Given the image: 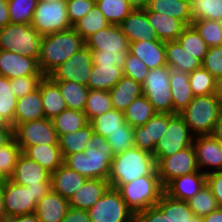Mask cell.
I'll return each mask as SVG.
<instances>
[{
  "instance_id": "obj_1",
  "label": "cell",
  "mask_w": 222,
  "mask_h": 222,
  "mask_svg": "<svg viewBox=\"0 0 222 222\" xmlns=\"http://www.w3.org/2000/svg\"><path fill=\"white\" fill-rule=\"evenodd\" d=\"M113 159L111 145L93 131L84 152L69 154L63 163L87 179L108 180Z\"/></svg>"
},
{
  "instance_id": "obj_2",
  "label": "cell",
  "mask_w": 222,
  "mask_h": 222,
  "mask_svg": "<svg viewBox=\"0 0 222 222\" xmlns=\"http://www.w3.org/2000/svg\"><path fill=\"white\" fill-rule=\"evenodd\" d=\"M142 176H158L152 153L132 146L113 156L108 178L110 187L118 189Z\"/></svg>"
},
{
  "instance_id": "obj_3",
  "label": "cell",
  "mask_w": 222,
  "mask_h": 222,
  "mask_svg": "<svg viewBox=\"0 0 222 222\" xmlns=\"http://www.w3.org/2000/svg\"><path fill=\"white\" fill-rule=\"evenodd\" d=\"M84 46L83 38L73 28L42 36L38 57L41 72L48 76Z\"/></svg>"
},
{
  "instance_id": "obj_4",
  "label": "cell",
  "mask_w": 222,
  "mask_h": 222,
  "mask_svg": "<svg viewBox=\"0 0 222 222\" xmlns=\"http://www.w3.org/2000/svg\"><path fill=\"white\" fill-rule=\"evenodd\" d=\"M222 110L215 94L194 96L179 114L194 136L211 135Z\"/></svg>"
},
{
  "instance_id": "obj_5",
  "label": "cell",
  "mask_w": 222,
  "mask_h": 222,
  "mask_svg": "<svg viewBox=\"0 0 222 222\" xmlns=\"http://www.w3.org/2000/svg\"><path fill=\"white\" fill-rule=\"evenodd\" d=\"M127 207L134 213L156 205L164 192L159 176H142L117 189Z\"/></svg>"
},
{
  "instance_id": "obj_6",
  "label": "cell",
  "mask_w": 222,
  "mask_h": 222,
  "mask_svg": "<svg viewBox=\"0 0 222 222\" xmlns=\"http://www.w3.org/2000/svg\"><path fill=\"white\" fill-rule=\"evenodd\" d=\"M42 36L30 24L9 23L0 28V50L19 53L38 60Z\"/></svg>"
},
{
  "instance_id": "obj_7",
  "label": "cell",
  "mask_w": 222,
  "mask_h": 222,
  "mask_svg": "<svg viewBox=\"0 0 222 222\" xmlns=\"http://www.w3.org/2000/svg\"><path fill=\"white\" fill-rule=\"evenodd\" d=\"M171 68L162 66L149 69L143 81V95L153 105L157 113L173 114V99L170 91L169 77Z\"/></svg>"
},
{
  "instance_id": "obj_8",
  "label": "cell",
  "mask_w": 222,
  "mask_h": 222,
  "mask_svg": "<svg viewBox=\"0 0 222 222\" xmlns=\"http://www.w3.org/2000/svg\"><path fill=\"white\" fill-rule=\"evenodd\" d=\"M30 25L41 36L72 28L66 9V0L38 1Z\"/></svg>"
},
{
  "instance_id": "obj_9",
  "label": "cell",
  "mask_w": 222,
  "mask_h": 222,
  "mask_svg": "<svg viewBox=\"0 0 222 222\" xmlns=\"http://www.w3.org/2000/svg\"><path fill=\"white\" fill-rule=\"evenodd\" d=\"M194 135L179 113L173 114L167 128L155 145L152 155L154 158H165L193 145Z\"/></svg>"
},
{
  "instance_id": "obj_10",
  "label": "cell",
  "mask_w": 222,
  "mask_h": 222,
  "mask_svg": "<svg viewBox=\"0 0 222 222\" xmlns=\"http://www.w3.org/2000/svg\"><path fill=\"white\" fill-rule=\"evenodd\" d=\"M91 222H134L135 214L127 207L117 189L109 187L87 210Z\"/></svg>"
},
{
  "instance_id": "obj_11",
  "label": "cell",
  "mask_w": 222,
  "mask_h": 222,
  "mask_svg": "<svg viewBox=\"0 0 222 222\" xmlns=\"http://www.w3.org/2000/svg\"><path fill=\"white\" fill-rule=\"evenodd\" d=\"M84 42L92 56L110 57L126 56L130 43L120 26L114 24L89 36Z\"/></svg>"
},
{
  "instance_id": "obj_12",
  "label": "cell",
  "mask_w": 222,
  "mask_h": 222,
  "mask_svg": "<svg viewBox=\"0 0 222 222\" xmlns=\"http://www.w3.org/2000/svg\"><path fill=\"white\" fill-rule=\"evenodd\" d=\"M58 134L52 119L40 118L14 128V139L23 151L32 145H58Z\"/></svg>"
},
{
  "instance_id": "obj_13",
  "label": "cell",
  "mask_w": 222,
  "mask_h": 222,
  "mask_svg": "<svg viewBox=\"0 0 222 222\" xmlns=\"http://www.w3.org/2000/svg\"><path fill=\"white\" fill-rule=\"evenodd\" d=\"M160 182L165 187L179 176L200 171L193 145L165 158H155Z\"/></svg>"
},
{
  "instance_id": "obj_14",
  "label": "cell",
  "mask_w": 222,
  "mask_h": 222,
  "mask_svg": "<svg viewBox=\"0 0 222 222\" xmlns=\"http://www.w3.org/2000/svg\"><path fill=\"white\" fill-rule=\"evenodd\" d=\"M92 69V51L84 46L48 76L53 81H74L87 86Z\"/></svg>"
},
{
  "instance_id": "obj_15",
  "label": "cell",
  "mask_w": 222,
  "mask_h": 222,
  "mask_svg": "<svg viewBox=\"0 0 222 222\" xmlns=\"http://www.w3.org/2000/svg\"><path fill=\"white\" fill-rule=\"evenodd\" d=\"M2 192L7 216L14 217L35 212V198L27 186L5 179L2 181Z\"/></svg>"
},
{
  "instance_id": "obj_16",
  "label": "cell",
  "mask_w": 222,
  "mask_h": 222,
  "mask_svg": "<svg viewBox=\"0 0 222 222\" xmlns=\"http://www.w3.org/2000/svg\"><path fill=\"white\" fill-rule=\"evenodd\" d=\"M0 75L12 79L44 74L41 72L36 58L7 50H0Z\"/></svg>"
},
{
  "instance_id": "obj_17",
  "label": "cell",
  "mask_w": 222,
  "mask_h": 222,
  "mask_svg": "<svg viewBox=\"0 0 222 222\" xmlns=\"http://www.w3.org/2000/svg\"><path fill=\"white\" fill-rule=\"evenodd\" d=\"M173 114L156 113L146 124L133 128L134 146L153 153Z\"/></svg>"
},
{
  "instance_id": "obj_18",
  "label": "cell",
  "mask_w": 222,
  "mask_h": 222,
  "mask_svg": "<svg viewBox=\"0 0 222 222\" xmlns=\"http://www.w3.org/2000/svg\"><path fill=\"white\" fill-rule=\"evenodd\" d=\"M193 148L201 172L208 174L212 171H220L222 168V144L215 137L212 135L195 136ZM207 167H214L215 170L204 171L203 169Z\"/></svg>"
},
{
  "instance_id": "obj_19",
  "label": "cell",
  "mask_w": 222,
  "mask_h": 222,
  "mask_svg": "<svg viewBox=\"0 0 222 222\" xmlns=\"http://www.w3.org/2000/svg\"><path fill=\"white\" fill-rule=\"evenodd\" d=\"M50 178L51 173L49 171L21 153L10 180L22 186H41L45 182H51Z\"/></svg>"
},
{
  "instance_id": "obj_20",
  "label": "cell",
  "mask_w": 222,
  "mask_h": 222,
  "mask_svg": "<svg viewBox=\"0 0 222 222\" xmlns=\"http://www.w3.org/2000/svg\"><path fill=\"white\" fill-rule=\"evenodd\" d=\"M119 26L129 42L159 40L145 10L134 9Z\"/></svg>"
},
{
  "instance_id": "obj_21",
  "label": "cell",
  "mask_w": 222,
  "mask_h": 222,
  "mask_svg": "<svg viewBox=\"0 0 222 222\" xmlns=\"http://www.w3.org/2000/svg\"><path fill=\"white\" fill-rule=\"evenodd\" d=\"M205 184L206 174L197 171L174 178L164 187V192L172 198L187 201L197 194Z\"/></svg>"
},
{
  "instance_id": "obj_22",
  "label": "cell",
  "mask_w": 222,
  "mask_h": 222,
  "mask_svg": "<svg viewBox=\"0 0 222 222\" xmlns=\"http://www.w3.org/2000/svg\"><path fill=\"white\" fill-rule=\"evenodd\" d=\"M128 52L140 58L149 69L159 68L167 65L164 41L140 40L136 42H130Z\"/></svg>"
},
{
  "instance_id": "obj_23",
  "label": "cell",
  "mask_w": 222,
  "mask_h": 222,
  "mask_svg": "<svg viewBox=\"0 0 222 222\" xmlns=\"http://www.w3.org/2000/svg\"><path fill=\"white\" fill-rule=\"evenodd\" d=\"M109 187V181L106 179H87L81 188L69 198V207L88 210L94 206Z\"/></svg>"
},
{
  "instance_id": "obj_24",
  "label": "cell",
  "mask_w": 222,
  "mask_h": 222,
  "mask_svg": "<svg viewBox=\"0 0 222 222\" xmlns=\"http://www.w3.org/2000/svg\"><path fill=\"white\" fill-rule=\"evenodd\" d=\"M50 179L52 191L68 200L87 180L83 175H80L64 163L51 173Z\"/></svg>"
},
{
  "instance_id": "obj_25",
  "label": "cell",
  "mask_w": 222,
  "mask_h": 222,
  "mask_svg": "<svg viewBox=\"0 0 222 222\" xmlns=\"http://www.w3.org/2000/svg\"><path fill=\"white\" fill-rule=\"evenodd\" d=\"M68 208V199L51 190L37 202L34 214L40 222H61Z\"/></svg>"
},
{
  "instance_id": "obj_26",
  "label": "cell",
  "mask_w": 222,
  "mask_h": 222,
  "mask_svg": "<svg viewBox=\"0 0 222 222\" xmlns=\"http://www.w3.org/2000/svg\"><path fill=\"white\" fill-rule=\"evenodd\" d=\"M40 118H45L39 87L17 100L14 115V128Z\"/></svg>"
},
{
  "instance_id": "obj_27",
  "label": "cell",
  "mask_w": 222,
  "mask_h": 222,
  "mask_svg": "<svg viewBox=\"0 0 222 222\" xmlns=\"http://www.w3.org/2000/svg\"><path fill=\"white\" fill-rule=\"evenodd\" d=\"M45 118L53 119L67 109L59 86L49 77L44 76L39 84Z\"/></svg>"
},
{
  "instance_id": "obj_28",
  "label": "cell",
  "mask_w": 222,
  "mask_h": 222,
  "mask_svg": "<svg viewBox=\"0 0 222 222\" xmlns=\"http://www.w3.org/2000/svg\"><path fill=\"white\" fill-rule=\"evenodd\" d=\"M167 66L171 69L190 74L202 67V62L189 54L178 40L165 42Z\"/></svg>"
},
{
  "instance_id": "obj_29",
  "label": "cell",
  "mask_w": 222,
  "mask_h": 222,
  "mask_svg": "<svg viewBox=\"0 0 222 222\" xmlns=\"http://www.w3.org/2000/svg\"><path fill=\"white\" fill-rule=\"evenodd\" d=\"M170 91L173 99V114L182 112L194 98L189 83V75L182 71L171 69Z\"/></svg>"
},
{
  "instance_id": "obj_30",
  "label": "cell",
  "mask_w": 222,
  "mask_h": 222,
  "mask_svg": "<svg viewBox=\"0 0 222 222\" xmlns=\"http://www.w3.org/2000/svg\"><path fill=\"white\" fill-rule=\"evenodd\" d=\"M113 109L124 111L137 97L143 94L141 83L122 76L109 91Z\"/></svg>"
},
{
  "instance_id": "obj_31",
  "label": "cell",
  "mask_w": 222,
  "mask_h": 222,
  "mask_svg": "<svg viewBox=\"0 0 222 222\" xmlns=\"http://www.w3.org/2000/svg\"><path fill=\"white\" fill-rule=\"evenodd\" d=\"M144 10L147 13L149 23L155 30L158 39L161 41L167 42L177 40L186 27L182 21L176 18L157 12H151L147 9Z\"/></svg>"
},
{
  "instance_id": "obj_32",
  "label": "cell",
  "mask_w": 222,
  "mask_h": 222,
  "mask_svg": "<svg viewBox=\"0 0 222 222\" xmlns=\"http://www.w3.org/2000/svg\"><path fill=\"white\" fill-rule=\"evenodd\" d=\"M22 153L39 163L44 169L53 173L63 164V157L58 145L27 146Z\"/></svg>"
},
{
  "instance_id": "obj_33",
  "label": "cell",
  "mask_w": 222,
  "mask_h": 222,
  "mask_svg": "<svg viewBox=\"0 0 222 222\" xmlns=\"http://www.w3.org/2000/svg\"><path fill=\"white\" fill-rule=\"evenodd\" d=\"M146 9L176 18L186 26L192 25L189 0H149Z\"/></svg>"
},
{
  "instance_id": "obj_34",
  "label": "cell",
  "mask_w": 222,
  "mask_h": 222,
  "mask_svg": "<svg viewBox=\"0 0 222 222\" xmlns=\"http://www.w3.org/2000/svg\"><path fill=\"white\" fill-rule=\"evenodd\" d=\"M123 70L116 65H93L88 89L110 91L122 78Z\"/></svg>"
},
{
  "instance_id": "obj_35",
  "label": "cell",
  "mask_w": 222,
  "mask_h": 222,
  "mask_svg": "<svg viewBox=\"0 0 222 222\" xmlns=\"http://www.w3.org/2000/svg\"><path fill=\"white\" fill-rule=\"evenodd\" d=\"M92 133L93 129L90 123H88L86 126L73 133L70 132L65 135H60L58 138V146L61 150L63 159L69 154L84 152L87 143L91 139Z\"/></svg>"
},
{
  "instance_id": "obj_36",
  "label": "cell",
  "mask_w": 222,
  "mask_h": 222,
  "mask_svg": "<svg viewBox=\"0 0 222 222\" xmlns=\"http://www.w3.org/2000/svg\"><path fill=\"white\" fill-rule=\"evenodd\" d=\"M60 89L67 109L84 112L89 89L87 86L74 81H54Z\"/></svg>"
},
{
  "instance_id": "obj_37",
  "label": "cell",
  "mask_w": 222,
  "mask_h": 222,
  "mask_svg": "<svg viewBox=\"0 0 222 222\" xmlns=\"http://www.w3.org/2000/svg\"><path fill=\"white\" fill-rule=\"evenodd\" d=\"M125 121L133 128L146 124L157 112L142 94L123 111Z\"/></svg>"
},
{
  "instance_id": "obj_38",
  "label": "cell",
  "mask_w": 222,
  "mask_h": 222,
  "mask_svg": "<svg viewBox=\"0 0 222 222\" xmlns=\"http://www.w3.org/2000/svg\"><path fill=\"white\" fill-rule=\"evenodd\" d=\"M156 205L167 215L169 222H190L191 216L194 214L187 201L172 198L165 192Z\"/></svg>"
},
{
  "instance_id": "obj_39",
  "label": "cell",
  "mask_w": 222,
  "mask_h": 222,
  "mask_svg": "<svg viewBox=\"0 0 222 222\" xmlns=\"http://www.w3.org/2000/svg\"><path fill=\"white\" fill-rule=\"evenodd\" d=\"M89 123L94 132L106 138L109 134L122 130V126L127 122L125 121L123 111L111 109L106 113L94 117Z\"/></svg>"
},
{
  "instance_id": "obj_40",
  "label": "cell",
  "mask_w": 222,
  "mask_h": 222,
  "mask_svg": "<svg viewBox=\"0 0 222 222\" xmlns=\"http://www.w3.org/2000/svg\"><path fill=\"white\" fill-rule=\"evenodd\" d=\"M52 122L58 137L70 132L73 133L89 123L84 112L73 109L63 110L52 119Z\"/></svg>"
},
{
  "instance_id": "obj_41",
  "label": "cell",
  "mask_w": 222,
  "mask_h": 222,
  "mask_svg": "<svg viewBox=\"0 0 222 222\" xmlns=\"http://www.w3.org/2000/svg\"><path fill=\"white\" fill-rule=\"evenodd\" d=\"M109 25L110 23L106 20L104 14L99 10L97 5L95 4L83 18L79 19L73 25L72 28L85 41L89 36L106 28Z\"/></svg>"
},
{
  "instance_id": "obj_42",
  "label": "cell",
  "mask_w": 222,
  "mask_h": 222,
  "mask_svg": "<svg viewBox=\"0 0 222 222\" xmlns=\"http://www.w3.org/2000/svg\"><path fill=\"white\" fill-rule=\"evenodd\" d=\"M177 40L183 49L203 62L209 46L193 25L186 26Z\"/></svg>"
},
{
  "instance_id": "obj_43",
  "label": "cell",
  "mask_w": 222,
  "mask_h": 222,
  "mask_svg": "<svg viewBox=\"0 0 222 222\" xmlns=\"http://www.w3.org/2000/svg\"><path fill=\"white\" fill-rule=\"evenodd\" d=\"M110 24L119 25L134 9L126 0H95Z\"/></svg>"
},
{
  "instance_id": "obj_44",
  "label": "cell",
  "mask_w": 222,
  "mask_h": 222,
  "mask_svg": "<svg viewBox=\"0 0 222 222\" xmlns=\"http://www.w3.org/2000/svg\"><path fill=\"white\" fill-rule=\"evenodd\" d=\"M192 22L217 20L222 22V0H189Z\"/></svg>"
},
{
  "instance_id": "obj_45",
  "label": "cell",
  "mask_w": 222,
  "mask_h": 222,
  "mask_svg": "<svg viewBox=\"0 0 222 222\" xmlns=\"http://www.w3.org/2000/svg\"><path fill=\"white\" fill-rule=\"evenodd\" d=\"M17 100L11 90L10 79L0 75V118L13 127Z\"/></svg>"
},
{
  "instance_id": "obj_46",
  "label": "cell",
  "mask_w": 222,
  "mask_h": 222,
  "mask_svg": "<svg viewBox=\"0 0 222 222\" xmlns=\"http://www.w3.org/2000/svg\"><path fill=\"white\" fill-rule=\"evenodd\" d=\"M113 109L109 91L89 89L84 113L88 121Z\"/></svg>"
},
{
  "instance_id": "obj_47",
  "label": "cell",
  "mask_w": 222,
  "mask_h": 222,
  "mask_svg": "<svg viewBox=\"0 0 222 222\" xmlns=\"http://www.w3.org/2000/svg\"><path fill=\"white\" fill-rule=\"evenodd\" d=\"M187 203L192 212L200 217H204L219 208L217 200L207 184L197 194L187 200Z\"/></svg>"
},
{
  "instance_id": "obj_48",
  "label": "cell",
  "mask_w": 222,
  "mask_h": 222,
  "mask_svg": "<svg viewBox=\"0 0 222 222\" xmlns=\"http://www.w3.org/2000/svg\"><path fill=\"white\" fill-rule=\"evenodd\" d=\"M38 0H8L10 22L13 24H30Z\"/></svg>"
},
{
  "instance_id": "obj_49",
  "label": "cell",
  "mask_w": 222,
  "mask_h": 222,
  "mask_svg": "<svg viewBox=\"0 0 222 222\" xmlns=\"http://www.w3.org/2000/svg\"><path fill=\"white\" fill-rule=\"evenodd\" d=\"M21 153V148L15 139L0 147V182L12 177L17 159Z\"/></svg>"
},
{
  "instance_id": "obj_50",
  "label": "cell",
  "mask_w": 222,
  "mask_h": 222,
  "mask_svg": "<svg viewBox=\"0 0 222 222\" xmlns=\"http://www.w3.org/2000/svg\"><path fill=\"white\" fill-rule=\"evenodd\" d=\"M192 25L209 47L222 46V22L217 20H195Z\"/></svg>"
},
{
  "instance_id": "obj_51",
  "label": "cell",
  "mask_w": 222,
  "mask_h": 222,
  "mask_svg": "<svg viewBox=\"0 0 222 222\" xmlns=\"http://www.w3.org/2000/svg\"><path fill=\"white\" fill-rule=\"evenodd\" d=\"M189 75V83L194 96L215 93L216 79L203 67L195 69Z\"/></svg>"
},
{
  "instance_id": "obj_52",
  "label": "cell",
  "mask_w": 222,
  "mask_h": 222,
  "mask_svg": "<svg viewBox=\"0 0 222 222\" xmlns=\"http://www.w3.org/2000/svg\"><path fill=\"white\" fill-rule=\"evenodd\" d=\"M111 145L113 156L134 146V131L128 123L122 126V130L115 131L106 137Z\"/></svg>"
},
{
  "instance_id": "obj_53",
  "label": "cell",
  "mask_w": 222,
  "mask_h": 222,
  "mask_svg": "<svg viewBox=\"0 0 222 222\" xmlns=\"http://www.w3.org/2000/svg\"><path fill=\"white\" fill-rule=\"evenodd\" d=\"M149 68L142 62V60L129 52H127L124 60L123 75L132 78L134 81L143 83Z\"/></svg>"
},
{
  "instance_id": "obj_54",
  "label": "cell",
  "mask_w": 222,
  "mask_h": 222,
  "mask_svg": "<svg viewBox=\"0 0 222 222\" xmlns=\"http://www.w3.org/2000/svg\"><path fill=\"white\" fill-rule=\"evenodd\" d=\"M45 75H32L10 79L12 92L19 99L36 90Z\"/></svg>"
},
{
  "instance_id": "obj_55",
  "label": "cell",
  "mask_w": 222,
  "mask_h": 222,
  "mask_svg": "<svg viewBox=\"0 0 222 222\" xmlns=\"http://www.w3.org/2000/svg\"><path fill=\"white\" fill-rule=\"evenodd\" d=\"M202 67L215 79L222 76V46L209 47Z\"/></svg>"
},
{
  "instance_id": "obj_56",
  "label": "cell",
  "mask_w": 222,
  "mask_h": 222,
  "mask_svg": "<svg viewBox=\"0 0 222 222\" xmlns=\"http://www.w3.org/2000/svg\"><path fill=\"white\" fill-rule=\"evenodd\" d=\"M95 5V0H66L68 18L73 26L83 18Z\"/></svg>"
},
{
  "instance_id": "obj_57",
  "label": "cell",
  "mask_w": 222,
  "mask_h": 222,
  "mask_svg": "<svg viewBox=\"0 0 222 222\" xmlns=\"http://www.w3.org/2000/svg\"><path fill=\"white\" fill-rule=\"evenodd\" d=\"M134 222H169L167 215L154 205L135 214Z\"/></svg>"
},
{
  "instance_id": "obj_58",
  "label": "cell",
  "mask_w": 222,
  "mask_h": 222,
  "mask_svg": "<svg viewBox=\"0 0 222 222\" xmlns=\"http://www.w3.org/2000/svg\"><path fill=\"white\" fill-rule=\"evenodd\" d=\"M206 184L217 200L219 208H222V172L212 171L206 174Z\"/></svg>"
},
{
  "instance_id": "obj_59",
  "label": "cell",
  "mask_w": 222,
  "mask_h": 222,
  "mask_svg": "<svg viewBox=\"0 0 222 222\" xmlns=\"http://www.w3.org/2000/svg\"><path fill=\"white\" fill-rule=\"evenodd\" d=\"M61 222H91L87 210L69 207Z\"/></svg>"
},
{
  "instance_id": "obj_60",
  "label": "cell",
  "mask_w": 222,
  "mask_h": 222,
  "mask_svg": "<svg viewBox=\"0 0 222 222\" xmlns=\"http://www.w3.org/2000/svg\"><path fill=\"white\" fill-rule=\"evenodd\" d=\"M125 56L110 57V56H92L93 65H116L123 70Z\"/></svg>"
},
{
  "instance_id": "obj_61",
  "label": "cell",
  "mask_w": 222,
  "mask_h": 222,
  "mask_svg": "<svg viewBox=\"0 0 222 222\" xmlns=\"http://www.w3.org/2000/svg\"><path fill=\"white\" fill-rule=\"evenodd\" d=\"M28 190H31L33 193V198H35V203L41 200L47 193L52 190L51 182H45L41 186H27Z\"/></svg>"
},
{
  "instance_id": "obj_62",
  "label": "cell",
  "mask_w": 222,
  "mask_h": 222,
  "mask_svg": "<svg viewBox=\"0 0 222 222\" xmlns=\"http://www.w3.org/2000/svg\"><path fill=\"white\" fill-rule=\"evenodd\" d=\"M14 139V127L9 124H5L0 127V147L9 144Z\"/></svg>"
},
{
  "instance_id": "obj_63",
  "label": "cell",
  "mask_w": 222,
  "mask_h": 222,
  "mask_svg": "<svg viewBox=\"0 0 222 222\" xmlns=\"http://www.w3.org/2000/svg\"><path fill=\"white\" fill-rule=\"evenodd\" d=\"M10 22L8 11V0H0V28L5 27Z\"/></svg>"
},
{
  "instance_id": "obj_64",
  "label": "cell",
  "mask_w": 222,
  "mask_h": 222,
  "mask_svg": "<svg viewBox=\"0 0 222 222\" xmlns=\"http://www.w3.org/2000/svg\"><path fill=\"white\" fill-rule=\"evenodd\" d=\"M202 222H222V208L211 212L210 214L201 217Z\"/></svg>"
},
{
  "instance_id": "obj_65",
  "label": "cell",
  "mask_w": 222,
  "mask_h": 222,
  "mask_svg": "<svg viewBox=\"0 0 222 222\" xmlns=\"http://www.w3.org/2000/svg\"><path fill=\"white\" fill-rule=\"evenodd\" d=\"M211 135L222 144V110L219 114V118L216 122V125L214 126Z\"/></svg>"
},
{
  "instance_id": "obj_66",
  "label": "cell",
  "mask_w": 222,
  "mask_h": 222,
  "mask_svg": "<svg viewBox=\"0 0 222 222\" xmlns=\"http://www.w3.org/2000/svg\"><path fill=\"white\" fill-rule=\"evenodd\" d=\"M15 222H40L34 213L15 216Z\"/></svg>"
},
{
  "instance_id": "obj_67",
  "label": "cell",
  "mask_w": 222,
  "mask_h": 222,
  "mask_svg": "<svg viewBox=\"0 0 222 222\" xmlns=\"http://www.w3.org/2000/svg\"><path fill=\"white\" fill-rule=\"evenodd\" d=\"M133 9L144 10L149 4V0H126Z\"/></svg>"
},
{
  "instance_id": "obj_68",
  "label": "cell",
  "mask_w": 222,
  "mask_h": 222,
  "mask_svg": "<svg viewBox=\"0 0 222 222\" xmlns=\"http://www.w3.org/2000/svg\"><path fill=\"white\" fill-rule=\"evenodd\" d=\"M214 94L222 103V76L216 79Z\"/></svg>"
},
{
  "instance_id": "obj_69",
  "label": "cell",
  "mask_w": 222,
  "mask_h": 222,
  "mask_svg": "<svg viewBox=\"0 0 222 222\" xmlns=\"http://www.w3.org/2000/svg\"><path fill=\"white\" fill-rule=\"evenodd\" d=\"M7 216L3 201L2 182H0V220Z\"/></svg>"
},
{
  "instance_id": "obj_70",
  "label": "cell",
  "mask_w": 222,
  "mask_h": 222,
  "mask_svg": "<svg viewBox=\"0 0 222 222\" xmlns=\"http://www.w3.org/2000/svg\"><path fill=\"white\" fill-rule=\"evenodd\" d=\"M0 222H15V216H6L3 219L0 220Z\"/></svg>"
},
{
  "instance_id": "obj_71",
  "label": "cell",
  "mask_w": 222,
  "mask_h": 222,
  "mask_svg": "<svg viewBox=\"0 0 222 222\" xmlns=\"http://www.w3.org/2000/svg\"><path fill=\"white\" fill-rule=\"evenodd\" d=\"M190 222H202V220H201V217H200V216H198V215H196V214H193V215L191 216Z\"/></svg>"
},
{
  "instance_id": "obj_72",
  "label": "cell",
  "mask_w": 222,
  "mask_h": 222,
  "mask_svg": "<svg viewBox=\"0 0 222 222\" xmlns=\"http://www.w3.org/2000/svg\"><path fill=\"white\" fill-rule=\"evenodd\" d=\"M6 123L0 118V127H3Z\"/></svg>"
},
{
  "instance_id": "obj_73",
  "label": "cell",
  "mask_w": 222,
  "mask_h": 222,
  "mask_svg": "<svg viewBox=\"0 0 222 222\" xmlns=\"http://www.w3.org/2000/svg\"><path fill=\"white\" fill-rule=\"evenodd\" d=\"M38 1H44V2H54V1H60V0H38Z\"/></svg>"
}]
</instances>
